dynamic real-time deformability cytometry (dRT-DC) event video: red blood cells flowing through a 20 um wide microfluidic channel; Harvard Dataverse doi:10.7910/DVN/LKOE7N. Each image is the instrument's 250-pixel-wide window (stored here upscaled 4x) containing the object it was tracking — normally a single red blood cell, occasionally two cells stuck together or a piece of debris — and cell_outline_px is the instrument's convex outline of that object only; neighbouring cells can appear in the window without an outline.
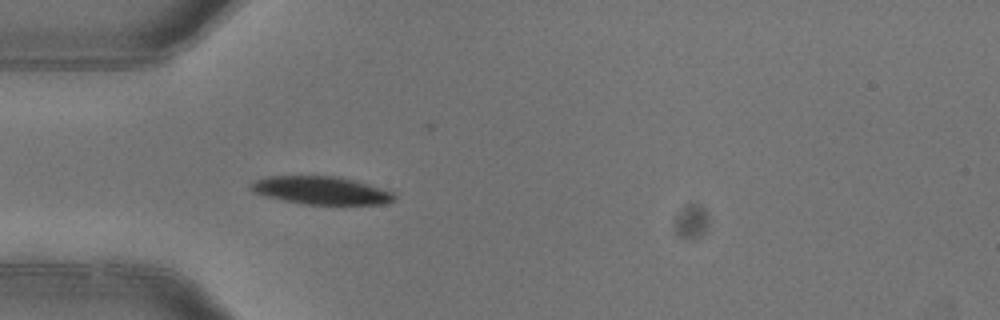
{"species": "common noctule bat (a hibernating species)", "species_latin": "Nyctalus noctula", "temperature_condition": "warm", "stored_images_in_passage": 4, "camera_frame_rate_fps": 3000, "um_per_image_px": 0.085, "animal": {"sex": "female"}, "frame": {"image": 1, "passage_image": 4, "time_ms": 1.0, "image_size_px": [1000, 320], "cell_outline_px": [[396, 200], [380, 204], [300, 204], [264, 196], [256, 192], [252, 188], [252, 184], [256, 180], [268, 176], [336, 176], [356, 180], [392, 192], [396, 196]], "centroid_in_image_um": [27.32, 16.18], "position_along_channel_um": 57.7, "area_um2": 23.12}}